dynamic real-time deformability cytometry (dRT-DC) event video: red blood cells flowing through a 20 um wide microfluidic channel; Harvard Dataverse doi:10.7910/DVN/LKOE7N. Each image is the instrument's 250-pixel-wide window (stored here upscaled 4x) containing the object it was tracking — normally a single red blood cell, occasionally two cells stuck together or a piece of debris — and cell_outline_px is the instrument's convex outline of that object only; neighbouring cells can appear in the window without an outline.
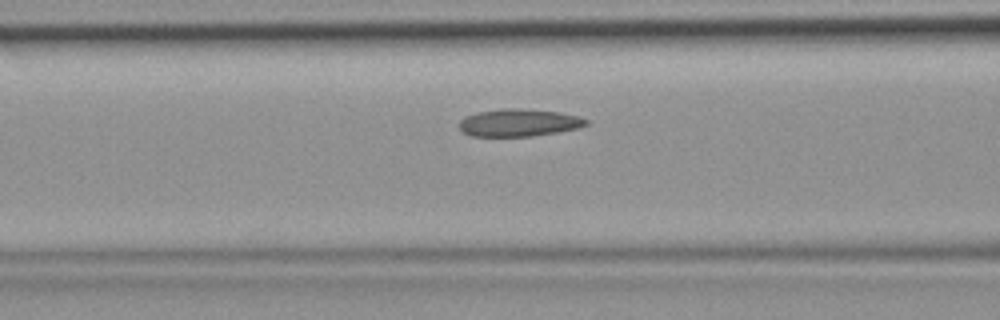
{"species": "common noctule bat (a hibernating species)", "species_latin": "Nyctalus noctula", "temperature_condition": "room temperature", "stored_images_in_passage": 31, "camera_frame_rate_fps": 3000, "um_per_image_px": 0.085, "animal": {"sex": "female", "body_mass_g": 19.9}, "frame": {"image": 1, "passage_image": 4, "time_ms": 1.0, "image_size_px": [1000, 320], "cell_outline_px": [[588, 124], [576, 128], [556, 132], [532, 136], [472, 136], [464, 132], [460, 128], [460, 120], [476, 112], [504, 108], [516, 108], [560, 112], [576, 116], [588, 120]], "centroid_in_image_um": [44.09, 10.42], "position_along_channel_um": 122.5, "area_um2": 20.0}}
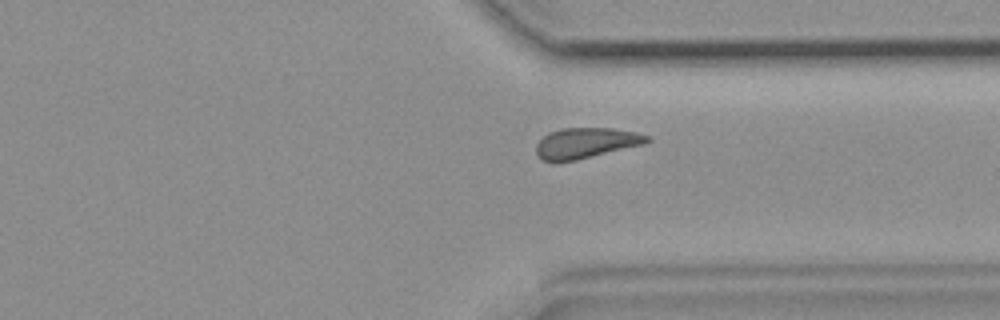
{"frame": {"image": 2, "passage_image": 20, "time_ms": 6.333, "image_size_px": [1000, 320], "cell_outline_px": [[652, 140], [644, 144], [576, 160], [552, 164], [540, 160], [536, 152], [536, 144], [548, 132], [560, 128], [612, 128], [636, 132], [648, 136]], "centroid_in_image_um": [49.74, 12.18], "position_along_channel_um": 361.7, "area_um2": 20.06}}
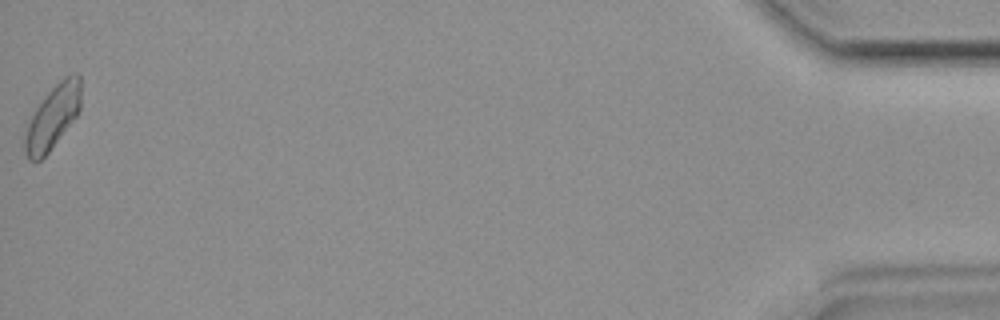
{"frame": {"image": 3, "passage_image": 31, "time_ms": 10.0, "image_size_px": [1000, 320], "cell_outline_px": [[80, 108], [76, 116], [48, 152], [40, 160], [28, 160], [24, 152], [24, 136], [28, 124], [36, 108], [48, 92], [64, 76], [76, 72], [80, 72]], "centroid_in_image_um": [4.48, 9.93], "position_along_channel_um": 430.7, "area_um2": 20.4}}